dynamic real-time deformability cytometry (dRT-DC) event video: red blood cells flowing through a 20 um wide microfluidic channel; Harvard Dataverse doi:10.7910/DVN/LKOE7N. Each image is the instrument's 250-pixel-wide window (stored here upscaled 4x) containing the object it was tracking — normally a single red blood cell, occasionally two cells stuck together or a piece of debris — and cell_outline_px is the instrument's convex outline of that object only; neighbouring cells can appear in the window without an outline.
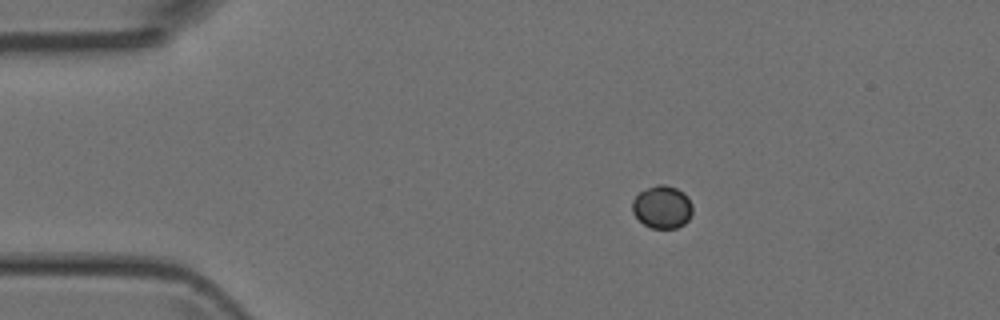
{"species": "Egyptian fruit bat (a non-hibernating species)", "species_latin": "Rousettus aegyptiacus", "temperature_condition": "room temperature", "stored_images_in_passage": 6, "camera_frame_rate_fps": 3000, "um_per_image_px": 0.085, "animal": {"sex": "female"}, "frame": {"image": 1, "passage_image": 1, "time_ms": 0.0, "image_size_px": [1000, 320], "cell_outline_px": [[692, 212], [688, 220], [684, 224], [676, 228], [652, 228], [644, 224], [632, 212], [632, 200], [640, 192], [656, 184], [664, 184], [676, 188], [684, 192], [688, 196], [692, 204]], "centroid_in_image_um": [56.3, 17.59], "position_along_channel_um": 28.7, "area_um2": 15.03}}
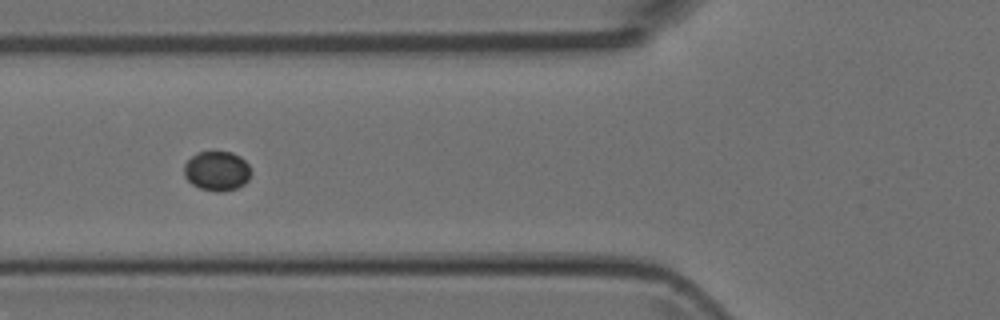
{"frame": {"image": 2, "passage_image": 4, "time_ms": 3.333, "image_size_px": [1000, 320], "cell_outline_px": [[252, 172], [248, 180], [244, 184], [236, 188], [220, 192], [216, 192], [200, 188], [192, 184], [184, 176], [184, 164], [196, 152], [232, 152], [240, 156], [248, 164]], "centroid_in_image_um": [18.44, 14.53], "position_along_channel_um": 107.4, "area_um2": 15.49}}
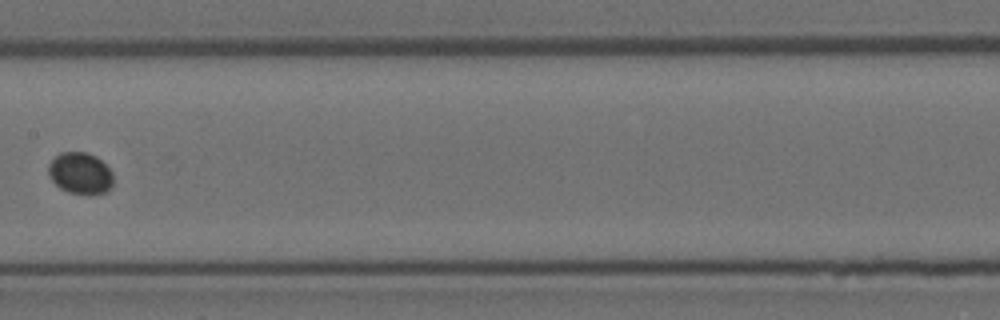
{"frame": {"image": 3, "passage_image": 6, "time_ms": 5.667, "image_size_px": [1000, 320], "cell_outline_px": [[112, 184], [108, 192], [88, 196], [68, 192], [60, 188], [48, 176], [48, 164], [60, 152], [88, 152], [96, 156], [112, 172]], "centroid_in_image_um": [6.82, 14.75], "position_along_channel_um": 200.6, "area_um2": 15.95}}